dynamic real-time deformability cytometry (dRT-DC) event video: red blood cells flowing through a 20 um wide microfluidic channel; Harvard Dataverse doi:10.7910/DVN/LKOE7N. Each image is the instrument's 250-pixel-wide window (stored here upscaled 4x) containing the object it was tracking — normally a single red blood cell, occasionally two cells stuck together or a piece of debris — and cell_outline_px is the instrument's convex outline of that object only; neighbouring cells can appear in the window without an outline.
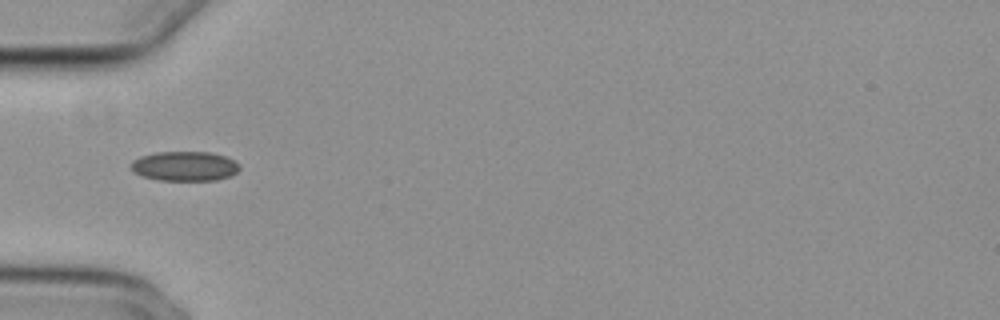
{"species": "common noctule bat (a hibernating species)", "species_latin": "Nyctalus noctula", "temperature_condition": "cold", "stored_images_in_passage": 37, "camera_frame_rate_fps": 3000, "um_per_image_px": 0.085, "animal": {"sex": "female", "body_mass_g": 29.2, "forearm_length_mm": 56.3}, "frame": {"image": 1, "passage_image": 1, "time_ms": 0.0, "image_size_px": [1000, 320], "cell_outline_px": [[240, 168], [232, 176], [216, 180], [156, 180], [144, 176], [136, 172], [132, 168], [132, 160], [140, 156], [156, 152], [212, 152], [224, 156], [240, 164]], "centroid_in_image_um": [15.73, 14.12], "position_along_channel_um": 69.3, "area_um2": 18.67}}
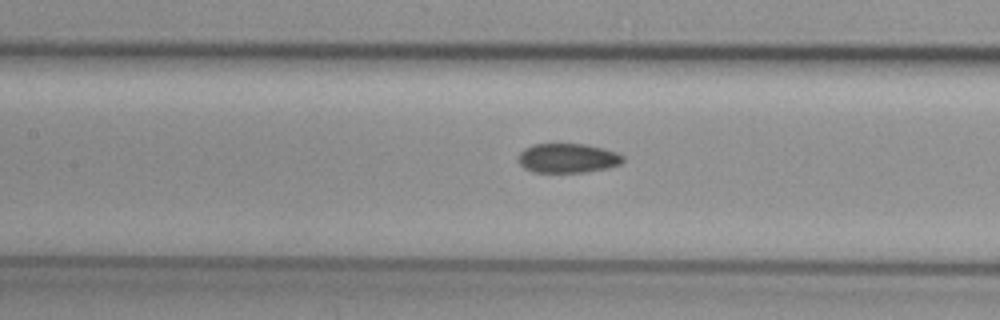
{"frame": {"image": 2, "passage_image": 8, "time_ms": 2.333, "image_size_px": [1000, 320], "cell_outline_px": [[624, 160], [620, 164], [608, 168], [584, 172], [532, 172], [524, 168], [516, 160], [520, 152], [524, 148], [532, 144], [584, 144], [604, 148], [616, 152], [624, 156]], "centroid_in_image_um": [48.23, 13.44], "position_along_channel_um": 159.2, "area_um2": 18.09}}
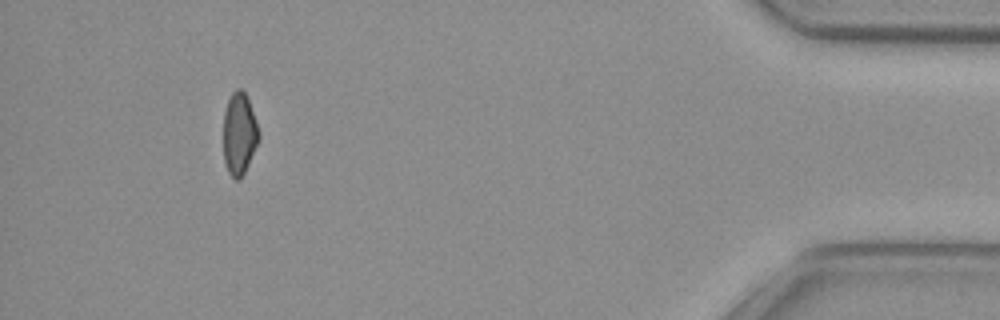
{"frame": {"image": 3, "passage_image": 33, "time_ms": 10.667, "image_size_px": [1000, 320], "cell_outline_px": [[260, 140], [240, 180], [236, 180], [228, 172], [224, 160], [224, 112], [228, 100], [232, 92], [236, 88], [240, 88], [248, 96], [260, 132]], "centroid_in_image_um": [20.36, 11.35], "position_along_channel_um": 414.8, "area_um2": 17.11}, "authors_computed_cell_mechanics": {"area_um2": 18.3226, "velocity_mm_per_s": 3.8514, "shape_relaxation_time_tau1_ms": null, "shape_relaxation_time_tau2_ms": 4.8695, "deformation_change_tau1": null, "deformation_change_tau2": 0.0923}}